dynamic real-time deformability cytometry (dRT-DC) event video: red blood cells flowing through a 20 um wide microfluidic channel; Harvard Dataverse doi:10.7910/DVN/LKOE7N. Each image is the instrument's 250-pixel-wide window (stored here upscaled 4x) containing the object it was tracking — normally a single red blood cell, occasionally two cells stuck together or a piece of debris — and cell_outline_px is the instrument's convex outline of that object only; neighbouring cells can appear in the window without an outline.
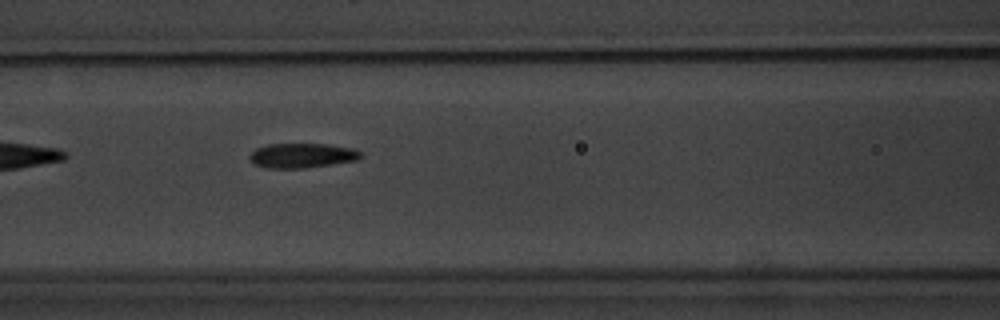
{"species": "common noctule bat (a hibernating species)", "species_latin": "Nyctalus noctula", "temperature_condition": "warm", "stored_images_in_passage": 8, "segment_of_instrument_passage": [2, 2], "camera_frame_rate_fps": 3000, "um_per_image_px": 0.085, "animal": {"sex": "male", "body_mass_g": 20.1, "forearm_length_mm": 53.5}, "frame": {"image": 1, "passage_image": 8, "time_ms": 8.0, "image_size_px": [1000, 320], "cell_outline_px": [[364, 156], [356, 160], [332, 164], [304, 168], [268, 168], [256, 164], [248, 156], [256, 148], [268, 144], [324, 144], [356, 148]], "centroid_in_image_um": [25.71, 13.21], "position_along_channel_um": 140.9, "area_um2": 15.9}}